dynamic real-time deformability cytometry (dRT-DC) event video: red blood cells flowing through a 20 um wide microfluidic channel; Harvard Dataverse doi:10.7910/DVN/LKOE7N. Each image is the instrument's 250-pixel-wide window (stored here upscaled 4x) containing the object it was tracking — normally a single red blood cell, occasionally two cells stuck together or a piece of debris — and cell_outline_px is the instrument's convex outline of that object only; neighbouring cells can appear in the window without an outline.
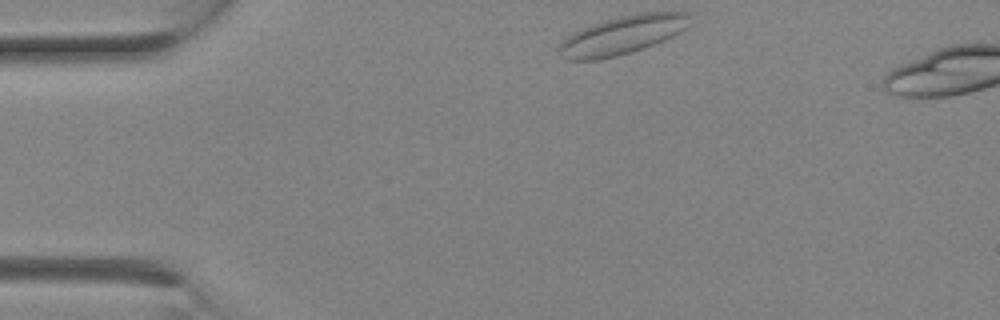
{"species": "Egyptian fruit bat (a non-hibernating species)", "species_latin": "Rousettus aegyptiacus", "temperature_condition": "room temperature", "stored_images_in_passage": 7, "camera_frame_rate_fps": 3000, "um_per_image_px": 0.085, "animal": {"sex": "female"}, "frame": {"image": 1, "passage_image": 1, "time_ms": 0.0, "image_size_px": [1000, 320], "cell_outline_px": [[688, 16], [684, 28], [672, 36], [664, 40], [644, 48], [632, 52], [616, 56], [596, 60], [564, 60], [560, 56], [556, 48], [568, 36], [592, 24], [604, 20], [620, 16], [640, 12], [688, 12]], "centroid_in_image_um": [52.82, 3.0], "position_along_channel_um": 32.2, "area_um2": 28.96}}
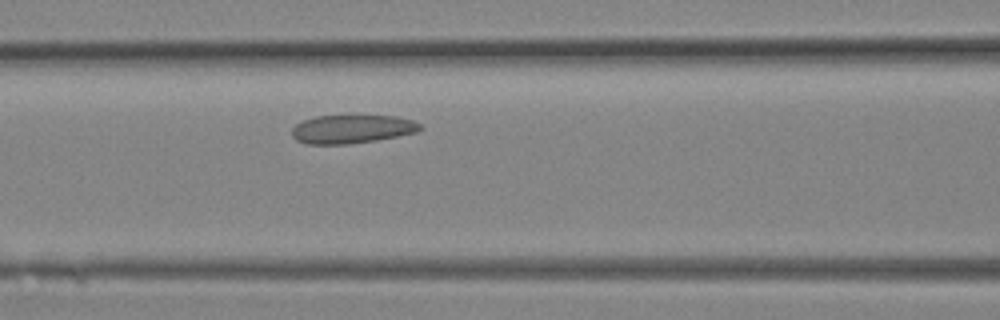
{"frame": {"image": 2, "passage_image": 7, "time_ms": 2.0, "image_size_px": [1000, 320], "cell_outline_px": [[424, 128], [416, 132], [376, 140], [348, 144], [304, 144], [296, 140], [292, 136], [292, 128], [300, 120], [316, 116], [396, 116], [412, 120], [420, 124]], "centroid_in_image_um": [29.87, 10.97], "position_along_channel_um": 136.7, "area_um2": 21.33}}